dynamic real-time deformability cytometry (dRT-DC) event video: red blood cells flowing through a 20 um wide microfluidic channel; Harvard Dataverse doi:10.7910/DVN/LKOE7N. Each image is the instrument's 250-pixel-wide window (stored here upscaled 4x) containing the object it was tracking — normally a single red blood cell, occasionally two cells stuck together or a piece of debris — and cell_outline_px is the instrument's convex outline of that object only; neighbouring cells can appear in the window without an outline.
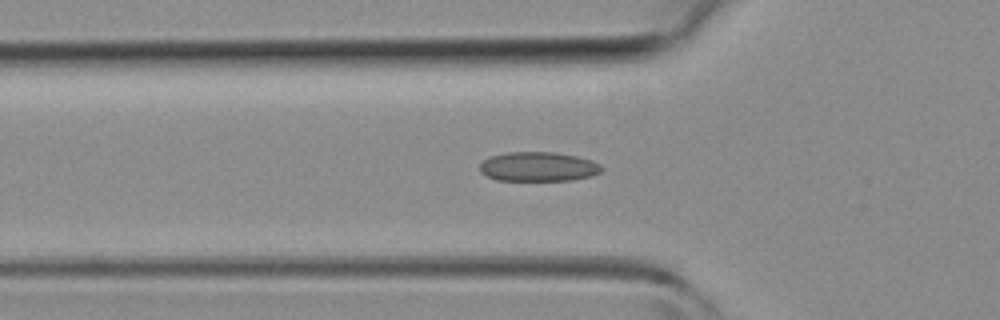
{"species": "common noctule bat (a hibernating species)", "species_latin": "Nyctalus noctula", "temperature_condition": "room temperature", "stored_images_in_passage": 39, "camera_frame_rate_fps": 3000, "um_per_image_px": 0.085, "animal": {"sex": "female", "body_mass_g": 19.3, "forearm_length_mm": 54.1}, "frame": {"image": 1, "passage_image": 9, "time_ms": 2.667, "image_size_px": [1000, 320], "cell_outline_px": [[604, 168], [600, 172], [592, 176], [572, 180], [496, 180], [480, 172], [480, 164], [484, 160], [492, 156], [508, 152], [552, 152], [576, 156], [592, 160], [600, 164]], "centroid_in_image_um": [45.78, 14.17], "position_along_channel_um": 80.0, "area_um2": 20.81}}
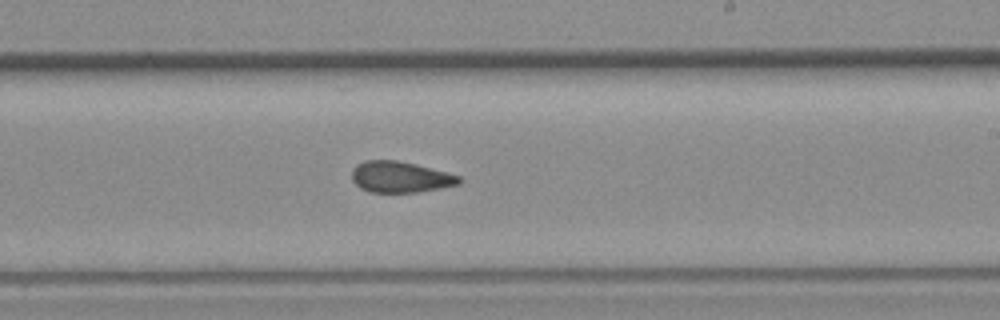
{"frame": {"image": 2, "passage_image": 20, "time_ms": 6.333, "image_size_px": [1000, 320], "cell_outline_px": [[464, 180], [460, 184], [440, 188], [416, 192], [372, 192], [360, 188], [352, 180], [352, 168], [356, 164], [368, 160], [396, 160], [416, 164], [460, 176]], "centroid_in_image_um": [34.03, 15.04], "position_along_channel_um": 255.0, "area_um2": 19.42}}
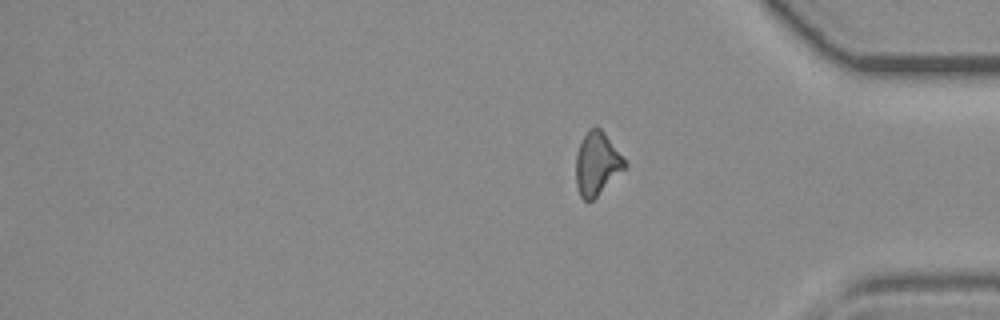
{"frame": {"image": 3, "passage_image": 39, "time_ms": 12.667, "image_size_px": [1000, 320], "cell_outline_px": [[628, 168], [592, 200], [584, 200], [580, 196], [576, 184], [576, 152], [588, 128], [596, 124], [604, 132], [628, 164]], "centroid_in_image_um": [50.76, 13.9], "position_along_channel_um": 384.4, "area_um2": 18.15}}